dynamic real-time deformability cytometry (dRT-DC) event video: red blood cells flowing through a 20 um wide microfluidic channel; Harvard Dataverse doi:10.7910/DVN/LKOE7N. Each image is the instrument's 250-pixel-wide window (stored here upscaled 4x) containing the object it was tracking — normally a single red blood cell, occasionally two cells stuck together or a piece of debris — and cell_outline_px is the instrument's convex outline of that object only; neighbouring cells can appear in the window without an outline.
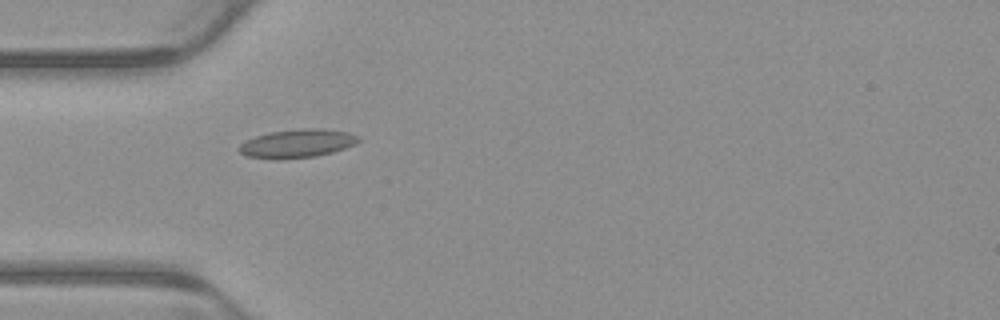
{"species": "common noctule bat (a hibernating species)", "species_latin": "Nyctalus noctula", "temperature_condition": "warm", "stored_images_in_passage": 3, "camera_frame_rate_fps": 3000, "um_per_image_px": 0.085, "animal": {"sex": "male", "body_mass_g": 23.1, "forearm_length_mm": 52.7}, "frame": {"image": 1, "passage_image": 2, "time_ms": 0.333, "image_size_px": [1000, 320], "cell_outline_px": [[360, 140], [356, 144], [332, 152], [316, 156], [276, 160], [248, 156], [240, 152], [240, 144], [256, 136], [268, 132], [300, 128], [324, 128], [348, 132], [360, 136]], "centroid_in_image_um": [25.31, 12.18], "position_along_channel_um": 59.7, "area_um2": 19.88}}
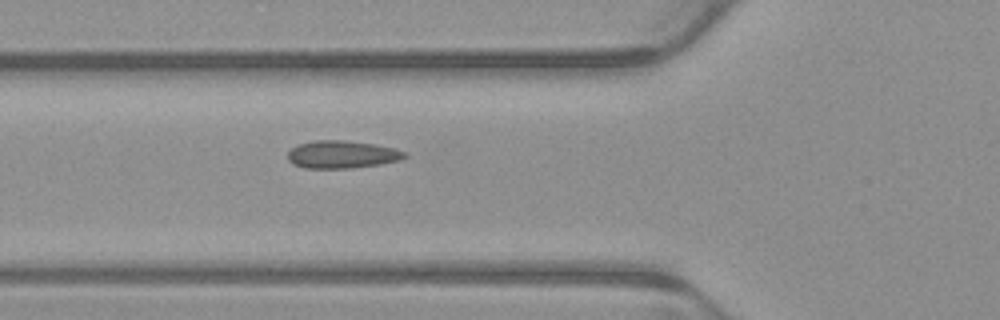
{"frame": {"image": 2, "passage_image": 3, "time_ms": 0.667, "image_size_px": [1000, 320], "cell_outline_px": [[408, 156], [400, 160], [380, 164], [352, 168], [304, 168], [292, 164], [288, 160], [288, 152], [296, 144], [312, 140], [344, 140], [376, 144], [396, 148], [408, 152]], "centroid_in_image_um": [29.08, 13.12], "position_along_channel_um": 96.7, "area_um2": 19.19}}